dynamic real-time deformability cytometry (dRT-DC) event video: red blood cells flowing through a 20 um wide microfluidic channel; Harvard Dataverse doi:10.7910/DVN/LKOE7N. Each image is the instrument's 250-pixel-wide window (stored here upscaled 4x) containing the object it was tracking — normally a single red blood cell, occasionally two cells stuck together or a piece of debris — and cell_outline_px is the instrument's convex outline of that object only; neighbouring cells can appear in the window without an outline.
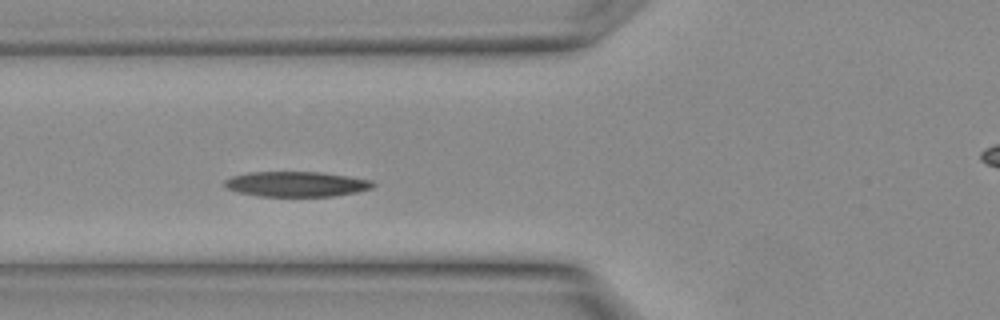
{"species": "Egyptian fruit bat (a non-hibernating species)", "species_latin": "Rousettus aegyptiacus", "temperature_condition": "warm", "stored_images_in_passage": 14, "camera_frame_rate_fps": 3000, "um_per_image_px": 0.085, "animal": {"sex": "female"}, "frame": {"image": 1, "passage_image": 3, "time_ms": 0.667, "image_size_px": [1000, 320], "cell_outline_px": [[376, 184], [372, 188], [356, 192], [332, 196], [260, 196], [240, 192], [228, 188], [224, 184], [224, 180], [232, 176], [248, 172], [324, 172], [372, 180]], "centroid_in_image_um": [25.22, 15.64], "position_along_channel_um": 100.6, "area_um2": 21.68}}
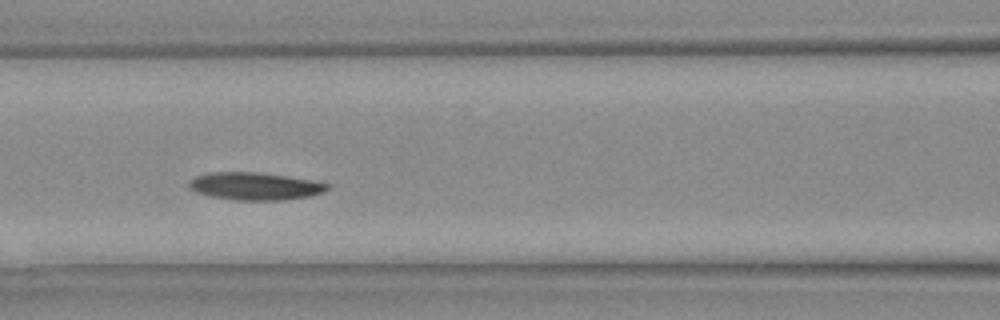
{"frame": {"image": 2, "passage_image": 5, "time_ms": 1.333, "image_size_px": [1000, 320], "cell_outline_px": [[328, 188], [324, 192], [308, 196], [284, 200], [232, 200], [212, 196], [196, 192], [188, 184], [188, 180], [196, 176], [212, 172], [256, 172], [288, 176], [312, 180], [328, 184]], "centroid_in_image_um": [21.66, 15.82], "position_along_channel_um": 144.9, "area_um2": 22.08}}